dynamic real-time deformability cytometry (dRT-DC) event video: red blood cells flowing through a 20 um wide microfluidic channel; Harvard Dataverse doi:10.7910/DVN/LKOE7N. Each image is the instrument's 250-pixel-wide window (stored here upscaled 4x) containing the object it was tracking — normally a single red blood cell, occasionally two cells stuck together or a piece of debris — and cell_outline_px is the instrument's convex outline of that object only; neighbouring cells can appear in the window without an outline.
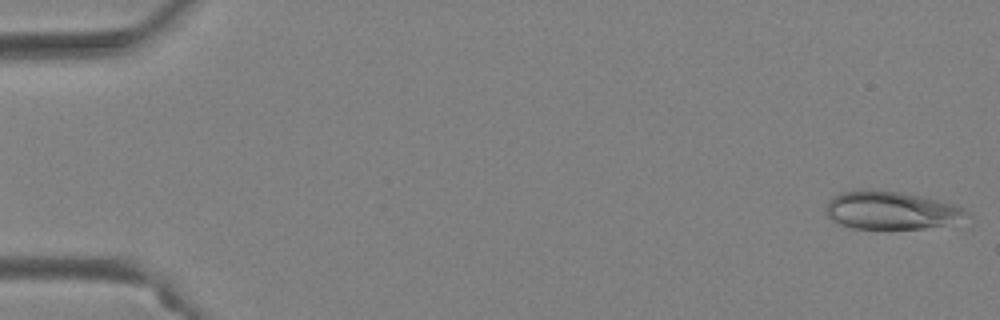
{"species": "Egyptian fruit bat (a non-hibernating species)", "species_latin": "Rousettus aegyptiacus", "temperature_condition": "warm", "stored_images_in_passage": 49, "camera_frame_rate_fps": 3000, "um_per_image_px": 0.085, "animal": {"sex": "female"}, "frame": {"image": 1, "passage_image": 1, "time_ms": 0.0, "image_size_px": [1000, 320], "cell_outline_px": [[972, 216], [944, 224], [924, 228], [852, 228], [840, 224], [832, 220], [828, 216], [824, 208], [828, 200], [832, 196], [844, 192], [900, 192], [940, 200], [956, 204], [968, 212]], "centroid_in_image_um": [75.75, 17.9], "position_along_channel_um": 9.3, "area_um2": 30.29}}
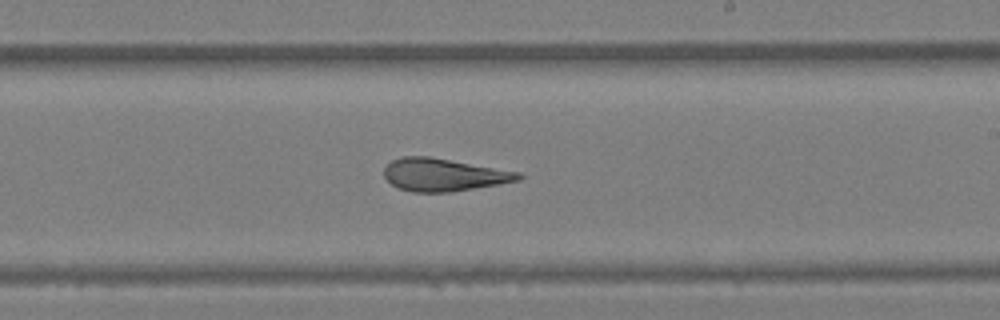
{"frame": {"image": 2, "passage_image": 29, "time_ms": 9.333, "image_size_px": [1000, 320], "cell_outline_px": [[524, 176], [520, 180], [448, 192], [412, 192], [396, 188], [384, 176], [384, 168], [392, 160], [404, 156], [428, 156], [520, 172]], "centroid_in_image_um": [37.68, 14.85], "position_along_channel_um": 251.3, "area_um2": 25.32}}
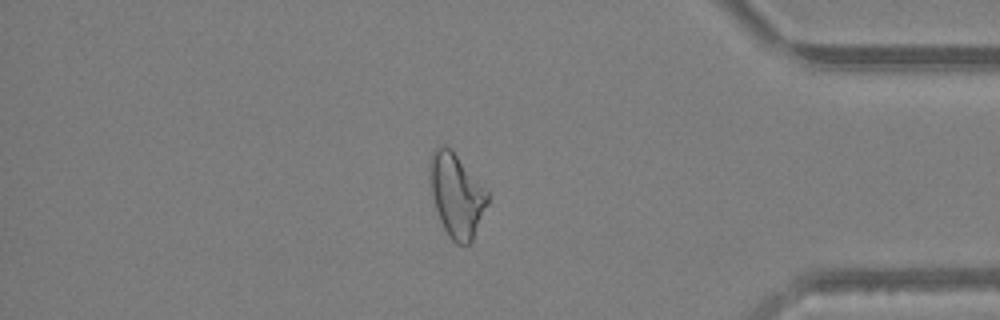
{"frame": {"image": 3, "passage_image": 41, "time_ms": 13.333, "image_size_px": [1000, 320], "cell_outline_px": [[488, 204], [472, 240], [468, 244], [456, 244], [448, 236], [440, 220], [432, 196], [428, 176], [428, 160], [432, 152], [440, 144], [444, 144], [452, 148], [488, 192]], "centroid_in_image_um": [38.77, 16.54], "position_along_channel_um": 396.4, "area_um2": 28.38}, "authors_computed_cell_mechanics": {"area_um2": 28.3798, "velocity_mm_per_s": 4.2996, "shape_relaxation_time_tau1_ms": null, "shape_relaxation_time_tau2_ms": 2.7498, "deformation_change_tau1": null, "deformation_change_tau2": 0.1271}}